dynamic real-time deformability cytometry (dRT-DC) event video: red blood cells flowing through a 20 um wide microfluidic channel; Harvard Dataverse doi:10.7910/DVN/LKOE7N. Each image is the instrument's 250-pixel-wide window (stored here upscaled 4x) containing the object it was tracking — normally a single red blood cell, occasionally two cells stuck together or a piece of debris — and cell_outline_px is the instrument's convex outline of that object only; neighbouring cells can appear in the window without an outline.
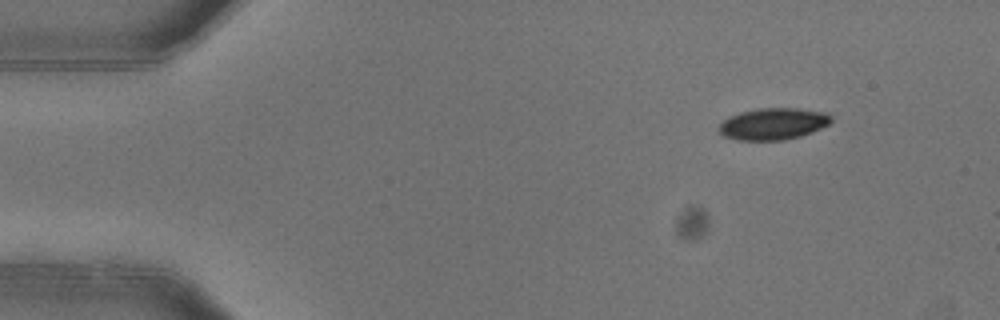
{"species": "common noctule bat (a hibernating species)", "species_latin": "Nyctalus noctula", "temperature_condition": "warm", "stored_images_in_passage": 3, "camera_frame_rate_fps": 3000, "um_per_image_px": 0.085, "animal": {"sex": "female"}, "frame": {"image": 1, "passage_image": 1, "time_ms": 0.0, "image_size_px": [1000, 320], "cell_outline_px": [[832, 120], [828, 124], [812, 132], [800, 136], [784, 140], [736, 140], [724, 136], [716, 128], [728, 116], [740, 112], [760, 108], [800, 108], [828, 112], [832, 116]], "centroid_in_image_um": [65.72, 10.52], "position_along_channel_um": 19.3, "area_um2": 20.92}}